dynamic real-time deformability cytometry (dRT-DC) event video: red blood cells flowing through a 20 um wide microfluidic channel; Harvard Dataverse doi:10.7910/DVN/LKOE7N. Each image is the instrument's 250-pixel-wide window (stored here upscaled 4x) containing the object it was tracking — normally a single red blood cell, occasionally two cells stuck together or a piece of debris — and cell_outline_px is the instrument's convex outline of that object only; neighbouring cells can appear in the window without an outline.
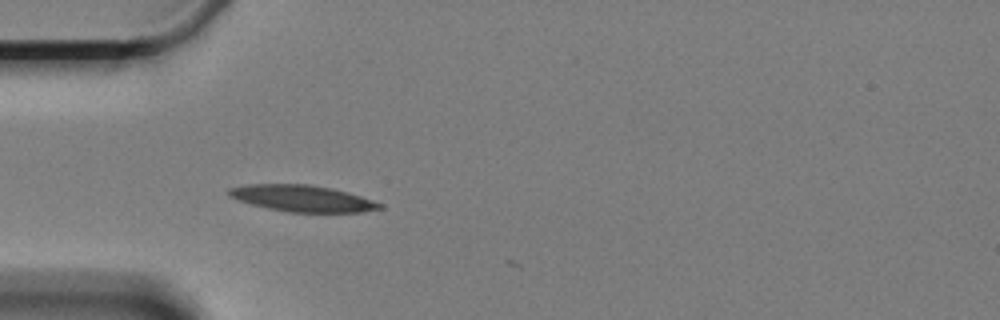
{"species": "Egyptian fruit bat (a non-hibernating species)", "species_latin": "Rousettus aegyptiacus", "temperature_condition": "cold", "stored_images_in_passage": 12, "camera_frame_rate_fps": 3000, "um_per_image_px": 0.085, "animal": {"sex": "female"}, "frame": {"image": 1, "passage_image": 1, "time_ms": 0.0, "image_size_px": [1000, 320], "cell_outline_px": [[384, 208], [360, 212], [288, 212], [268, 208], [236, 200], [228, 196], [228, 188], [248, 184], [308, 184], [332, 188], [348, 192], [384, 204]], "centroid_in_image_um": [25.69, 16.86], "position_along_channel_um": 59.3, "area_um2": 23.29}}
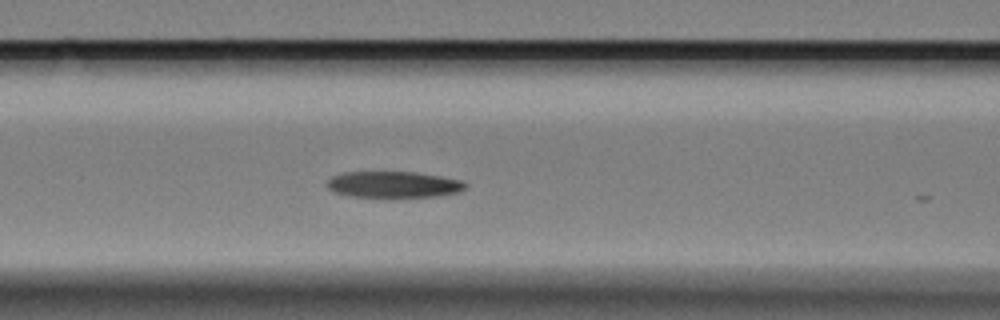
{"frame": {"image": 2, "passage_image": 8, "time_ms": 2.333, "image_size_px": [1000, 320], "cell_outline_px": [[468, 188], [460, 192], [436, 196], [392, 200], [388, 200], [348, 196], [332, 192], [328, 188], [328, 180], [332, 176], [344, 172], [416, 172], [464, 180], [468, 184]], "centroid_in_image_um": [33.48, 15.74], "position_along_channel_um": 133.1, "area_um2": 22.48}}
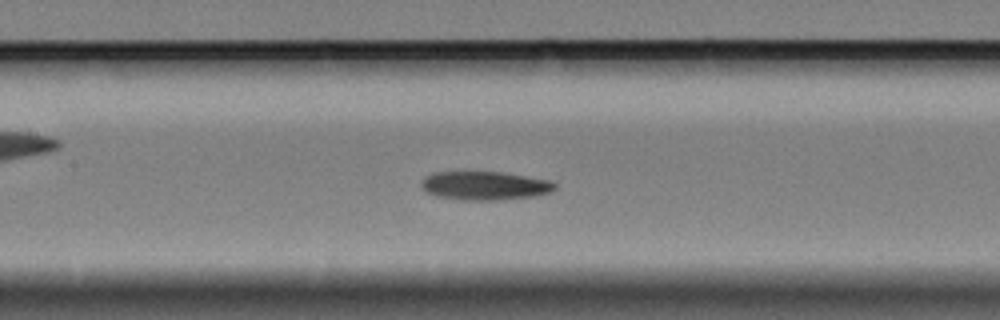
{"frame": {"image": 3, "passage_image": 11, "time_ms": 3.333, "image_size_px": [1000, 320], "cell_outline_px": [[556, 188], [552, 192], [536, 196], [496, 200], [460, 200], [436, 196], [420, 188], [420, 180], [424, 176], [432, 172], [504, 172], [552, 180], [556, 184]], "centroid_in_image_um": [41.2, 15.78], "position_along_channel_um": 166.2, "area_um2": 22.72}}